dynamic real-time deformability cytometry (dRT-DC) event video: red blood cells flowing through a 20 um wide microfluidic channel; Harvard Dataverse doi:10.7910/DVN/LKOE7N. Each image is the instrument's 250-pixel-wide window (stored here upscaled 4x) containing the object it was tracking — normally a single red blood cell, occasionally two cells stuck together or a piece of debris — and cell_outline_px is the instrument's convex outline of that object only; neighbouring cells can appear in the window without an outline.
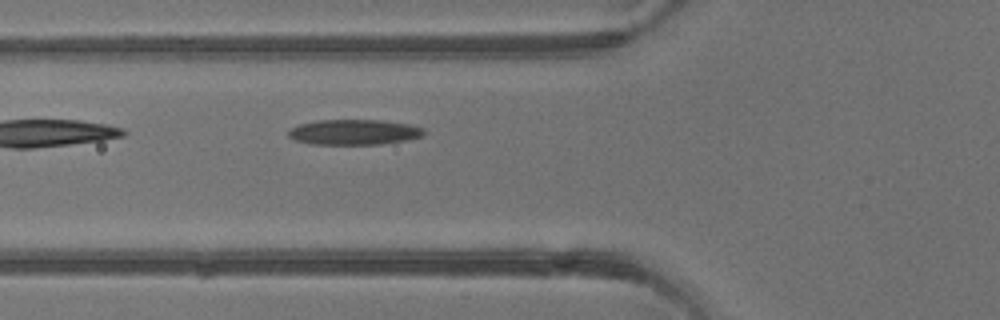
{"species": "common noctule bat (a hibernating species)", "species_latin": "Nyctalus noctula", "temperature_condition": "warm", "stored_images_in_passage": 4, "camera_frame_rate_fps": 3000, "um_per_image_px": 0.085, "animal": {"sex": "male", "body_mass_g": 13.3}, "frame": {"image": 1, "passage_image": 4, "time_ms": 3.667, "image_size_px": [1000, 320], "cell_outline_px": [[428, 132], [424, 136], [408, 140], [380, 144], [312, 144], [296, 140], [288, 136], [288, 132], [292, 128], [300, 124], [316, 120], [380, 120], [412, 124], [424, 128]], "centroid_in_image_um": [30.18, 11.22], "position_along_channel_um": 95.6, "area_um2": 20.17}}